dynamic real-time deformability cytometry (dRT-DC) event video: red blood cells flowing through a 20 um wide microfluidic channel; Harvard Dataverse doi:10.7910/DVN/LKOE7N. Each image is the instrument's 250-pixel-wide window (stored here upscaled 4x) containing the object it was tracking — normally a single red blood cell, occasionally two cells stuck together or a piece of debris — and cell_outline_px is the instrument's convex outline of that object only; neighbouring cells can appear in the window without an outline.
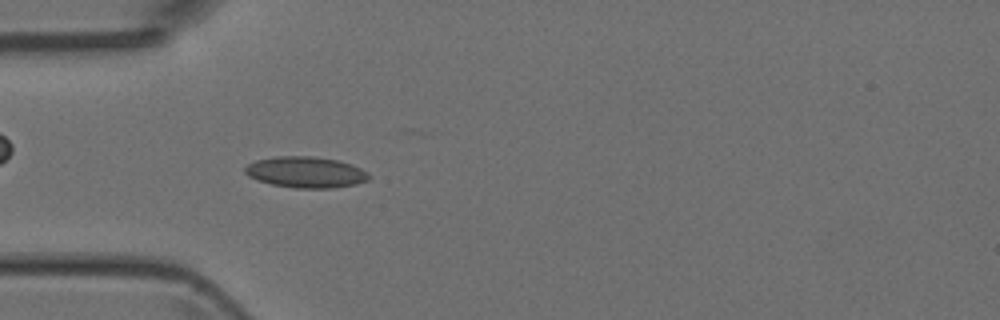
{"species": "Egyptian fruit bat (a non-hibernating species)", "species_latin": "Rousettus aegyptiacus", "temperature_condition": "room temperature", "stored_images_in_passage": 4, "camera_frame_rate_fps": 3000, "um_per_image_px": 0.085, "animal": {"sex": "female"}, "frame": {"image": 1, "passage_image": 4, "time_ms": 3.667, "image_size_px": [1000, 320], "cell_outline_px": [[368, 180], [356, 184], [332, 188], [296, 188], [272, 184], [256, 180], [248, 176], [244, 172], [244, 168], [248, 164], [256, 160], [276, 156], [312, 156], [336, 160], [352, 164], [368, 172]], "centroid_in_image_um": [25.97, 14.63], "position_along_channel_um": 59.0, "area_um2": 22.43}}